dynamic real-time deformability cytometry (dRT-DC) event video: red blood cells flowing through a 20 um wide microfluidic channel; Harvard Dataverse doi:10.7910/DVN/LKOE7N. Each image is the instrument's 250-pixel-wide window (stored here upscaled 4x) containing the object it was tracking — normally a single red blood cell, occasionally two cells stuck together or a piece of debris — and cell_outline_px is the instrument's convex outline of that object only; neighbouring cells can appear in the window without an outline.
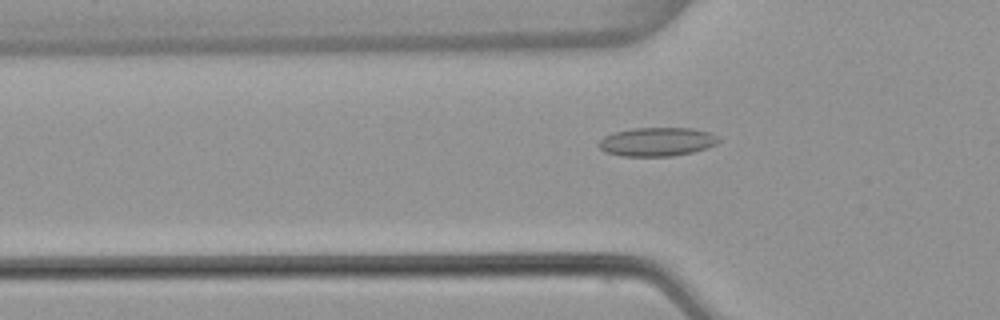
{"species": "common noctule bat (a hibernating species)", "species_latin": "Nyctalus noctula", "temperature_condition": "warm", "stored_images_in_passage": 53, "camera_frame_rate_fps": 3000, "um_per_image_px": 0.085, "animal": {"sex": "female", "body_mass_g": 22.7, "forearm_length_mm": 54.2}, "frame": {"image": 1, "passage_image": 17, "time_ms": 5.333, "image_size_px": [1000, 320], "cell_outline_px": [[720, 140], [716, 144], [708, 148], [692, 152], [672, 156], [620, 156], [604, 152], [596, 144], [604, 136], [612, 132], [632, 128], [692, 128], [708, 132], [716, 136]], "centroid_in_image_um": [55.79, 12.05], "position_along_channel_um": 70.0, "area_um2": 20.23}}
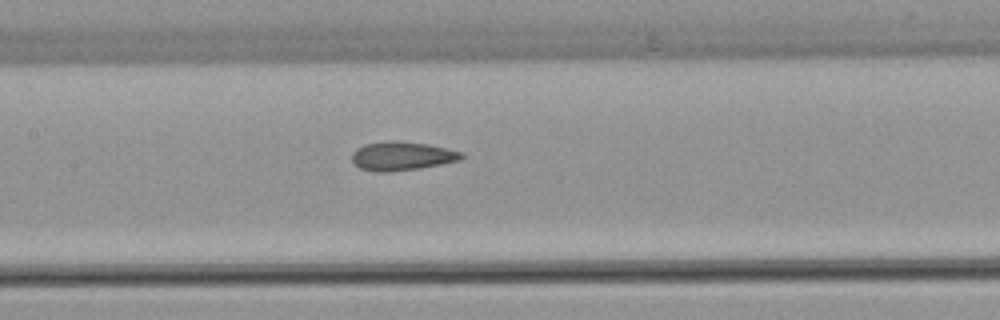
{"frame": {"image": 2, "passage_image": 25, "time_ms": 8.0, "image_size_px": [1000, 320], "cell_outline_px": [[464, 156], [460, 160], [420, 168], [388, 172], [372, 172], [360, 168], [352, 164], [352, 152], [356, 148], [364, 144], [392, 140], [396, 140], [428, 144], [464, 152]], "centroid_in_image_um": [34.12, 13.26], "position_along_channel_um": 173.3, "area_um2": 18.61}}
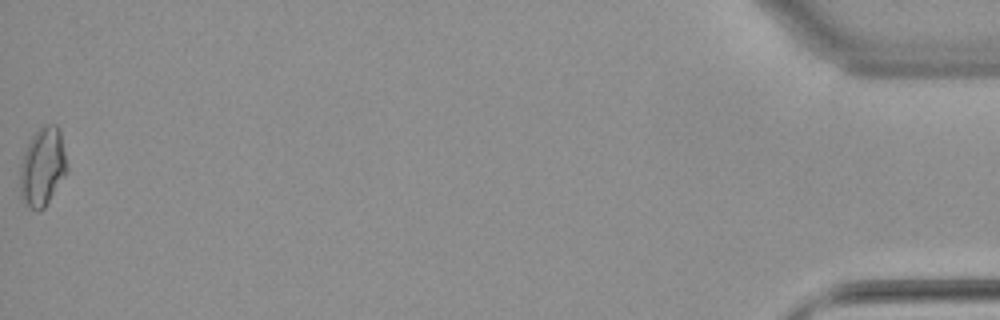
{"frame": {"image": 3, "passage_image": 53, "time_ms": 17.333, "image_size_px": [1000, 320], "cell_outline_px": [[68, 168], [64, 176], [44, 208], [40, 212], [36, 212], [28, 208], [20, 200], [20, 164], [24, 152], [32, 136], [44, 124], [56, 124], [60, 128]], "centroid_in_image_um": [3.6, 14.21], "position_along_channel_um": 431.6, "area_um2": 21.73}, "authors_computed_cell_mechanics": {"area_um2": 18.3804, "velocity_mm_per_s": 3.848, "shape_relaxation_time_tau1_ms": null, "shape_relaxation_time_tau2_ms": 1.7756, "deformation_change_tau1": null, "deformation_change_tau2": 0.0731}}